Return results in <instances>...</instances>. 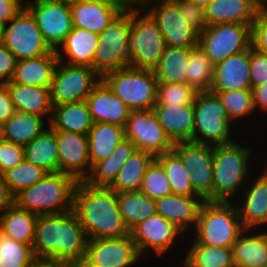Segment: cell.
I'll list each match as a JSON object with an SVG mask.
<instances>
[{
  "mask_svg": "<svg viewBox=\"0 0 267 267\" xmlns=\"http://www.w3.org/2000/svg\"><path fill=\"white\" fill-rule=\"evenodd\" d=\"M250 48L214 65L210 91L251 90Z\"/></svg>",
  "mask_w": 267,
  "mask_h": 267,
  "instance_id": "obj_22",
  "label": "cell"
},
{
  "mask_svg": "<svg viewBox=\"0 0 267 267\" xmlns=\"http://www.w3.org/2000/svg\"><path fill=\"white\" fill-rule=\"evenodd\" d=\"M44 117L16 111L5 123V140L20 146H26L37 135L42 133L45 125Z\"/></svg>",
  "mask_w": 267,
  "mask_h": 267,
  "instance_id": "obj_39",
  "label": "cell"
},
{
  "mask_svg": "<svg viewBox=\"0 0 267 267\" xmlns=\"http://www.w3.org/2000/svg\"><path fill=\"white\" fill-rule=\"evenodd\" d=\"M140 191L154 200L173 194L164 168L156 158L146 170Z\"/></svg>",
  "mask_w": 267,
  "mask_h": 267,
  "instance_id": "obj_47",
  "label": "cell"
},
{
  "mask_svg": "<svg viewBox=\"0 0 267 267\" xmlns=\"http://www.w3.org/2000/svg\"><path fill=\"white\" fill-rule=\"evenodd\" d=\"M130 0H79L70 4L73 27L100 34Z\"/></svg>",
  "mask_w": 267,
  "mask_h": 267,
  "instance_id": "obj_20",
  "label": "cell"
},
{
  "mask_svg": "<svg viewBox=\"0 0 267 267\" xmlns=\"http://www.w3.org/2000/svg\"><path fill=\"white\" fill-rule=\"evenodd\" d=\"M155 158L149 152L136 149L124 163L109 188L116 193L140 191L146 170Z\"/></svg>",
  "mask_w": 267,
  "mask_h": 267,
  "instance_id": "obj_36",
  "label": "cell"
},
{
  "mask_svg": "<svg viewBox=\"0 0 267 267\" xmlns=\"http://www.w3.org/2000/svg\"><path fill=\"white\" fill-rule=\"evenodd\" d=\"M172 150L189 172L194 191L204 201H212L213 146L187 141L174 143Z\"/></svg>",
  "mask_w": 267,
  "mask_h": 267,
  "instance_id": "obj_15",
  "label": "cell"
},
{
  "mask_svg": "<svg viewBox=\"0 0 267 267\" xmlns=\"http://www.w3.org/2000/svg\"><path fill=\"white\" fill-rule=\"evenodd\" d=\"M177 6L185 21L199 34L208 27L205 8L188 0H177Z\"/></svg>",
  "mask_w": 267,
  "mask_h": 267,
  "instance_id": "obj_48",
  "label": "cell"
},
{
  "mask_svg": "<svg viewBox=\"0 0 267 267\" xmlns=\"http://www.w3.org/2000/svg\"><path fill=\"white\" fill-rule=\"evenodd\" d=\"M261 9L259 0H213L205 7L208 26L237 23L252 24Z\"/></svg>",
  "mask_w": 267,
  "mask_h": 267,
  "instance_id": "obj_25",
  "label": "cell"
},
{
  "mask_svg": "<svg viewBox=\"0 0 267 267\" xmlns=\"http://www.w3.org/2000/svg\"><path fill=\"white\" fill-rule=\"evenodd\" d=\"M8 23L4 26L2 44L17 60L37 58L52 51L25 7Z\"/></svg>",
  "mask_w": 267,
  "mask_h": 267,
  "instance_id": "obj_13",
  "label": "cell"
},
{
  "mask_svg": "<svg viewBox=\"0 0 267 267\" xmlns=\"http://www.w3.org/2000/svg\"><path fill=\"white\" fill-rule=\"evenodd\" d=\"M47 172L35 164L23 159L17 166L3 174L9 191L13 196L21 190L40 181Z\"/></svg>",
  "mask_w": 267,
  "mask_h": 267,
  "instance_id": "obj_44",
  "label": "cell"
},
{
  "mask_svg": "<svg viewBox=\"0 0 267 267\" xmlns=\"http://www.w3.org/2000/svg\"><path fill=\"white\" fill-rule=\"evenodd\" d=\"M29 267H77L46 258H36Z\"/></svg>",
  "mask_w": 267,
  "mask_h": 267,
  "instance_id": "obj_57",
  "label": "cell"
},
{
  "mask_svg": "<svg viewBox=\"0 0 267 267\" xmlns=\"http://www.w3.org/2000/svg\"><path fill=\"white\" fill-rule=\"evenodd\" d=\"M78 181L71 175L47 173L40 181L14 196V204L38 215L62 214L73 210Z\"/></svg>",
  "mask_w": 267,
  "mask_h": 267,
  "instance_id": "obj_4",
  "label": "cell"
},
{
  "mask_svg": "<svg viewBox=\"0 0 267 267\" xmlns=\"http://www.w3.org/2000/svg\"><path fill=\"white\" fill-rule=\"evenodd\" d=\"M156 22L166 46L190 49L198 45L199 33L182 17L177 0H137Z\"/></svg>",
  "mask_w": 267,
  "mask_h": 267,
  "instance_id": "obj_10",
  "label": "cell"
},
{
  "mask_svg": "<svg viewBox=\"0 0 267 267\" xmlns=\"http://www.w3.org/2000/svg\"><path fill=\"white\" fill-rule=\"evenodd\" d=\"M17 61V58L9 49L0 44V83L10 82L14 75Z\"/></svg>",
  "mask_w": 267,
  "mask_h": 267,
  "instance_id": "obj_52",
  "label": "cell"
},
{
  "mask_svg": "<svg viewBox=\"0 0 267 267\" xmlns=\"http://www.w3.org/2000/svg\"><path fill=\"white\" fill-rule=\"evenodd\" d=\"M117 199L119 212L129 230L156 214L155 200L141 191L120 192Z\"/></svg>",
  "mask_w": 267,
  "mask_h": 267,
  "instance_id": "obj_40",
  "label": "cell"
},
{
  "mask_svg": "<svg viewBox=\"0 0 267 267\" xmlns=\"http://www.w3.org/2000/svg\"><path fill=\"white\" fill-rule=\"evenodd\" d=\"M101 80L131 111L153 109L158 81L153 70L131 66L105 73Z\"/></svg>",
  "mask_w": 267,
  "mask_h": 267,
  "instance_id": "obj_6",
  "label": "cell"
},
{
  "mask_svg": "<svg viewBox=\"0 0 267 267\" xmlns=\"http://www.w3.org/2000/svg\"><path fill=\"white\" fill-rule=\"evenodd\" d=\"M246 147L237 140L213 146L212 201L231 202L249 177L252 180L249 169L252 150Z\"/></svg>",
  "mask_w": 267,
  "mask_h": 267,
  "instance_id": "obj_3",
  "label": "cell"
},
{
  "mask_svg": "<svg viewBox=\"0 0 267 267\" xmlns=\"http://www.w3.org/2000/svg\"><path fill=\"white\" fill-rule=\"evenodd\" d=\"M190 2L195 3L198 6H201L203 8H205L210 2H212L213 0H188Z\"/></svg>",
  "mask_w": 267,
  "mask_h": 267,
  "instance_id": "obj_58",
  "label": "cell"
},
{
  "mask_svg": "<svg viewBox=\"0 0 267 267\" xmlns=\"http://www.w3.org/2000/svg\"><path fill=\"white\" fill-rule=\"evenodd\" d=\"M159 124L173 143L193 142L194 106H154Z\"/></svg>",
  "mask_w": 267,
  "mask_h": 267,
  "instance_id": "obj_27",
  "label": "cell"
},
{
  "mask_svg": "<svg viewBox=\"0 0 267 267\" xmlns=\"http://www.w3.org/2000/svg\"><path fill=\"white\" fill-rule=\"evenodd\" d=\"M24 159V147L3 140L0 142V174L17 166Z\"/></svg>",
  "mask_w": 267,
  "mask_h": 267,
  "instance_id": "obj_50",
  "label": "cell"
},
{
  "mask_svg": "<svg viewBox=\"0 0 267 267\" xmlns=\"http://www.w3.org/2000/svg\"><path fill=\"white\" fill-rule=\"evenodd\" d=\"M216 93L221 99L226 109L229 119L234 121L248 118L252 114L256 115L253 105L252 90H236V91H211Z\"/></svg>",
  "mask_w": 267,
  "mask_h": 267,
  "instance_id": "obj_45",
  "label": "cell"
},
{
  "mask_svg": "<svg viewBox=\"0 0 267 267\" xmlns=\"http://www.w3.org/2000/svg\"><path fill=\"white\" fill-rule=\"evenodd\" d=\"M131 33V3L99 34L94 70L105 73L129 66L128 39Z\"/></svg>",
  "mask_w": 267,
  "mask_h": 267,
  "instance_id": "obj_9",
  "label": "cell"
},
{
  "mask_svg": "<svg viewBox=\"0 0 267 267\" xmlns=\"http://www.w3.org/2000/svg\"><path fill=\"white\" fill-rule=\"evenodd\" d=\"M38 214L13 204L0 215V232L21 243L33 245Z\"/></svg>",
  "mask_w": 267,
  "mask_h": 267,
  "instance_id": "obj_34",
  "label": "cell"
},
{
  "mask_svg": "<svg viewBox=\"0 0 267 267\" xmlns=\"http://www.w3.org/2000/svg\"><path fill=\"white\" fill-rule=\"evenodd\" d=\"M58 146V172L84 181L91 170L87 135L54 130Z\"/></svg>",
  "mask_w": 267,
  "mask_h": 267,
  "instance_id": "obj_19",
  "label": "cell"
},
{
  "mask_svg": "<svg viewBox=\"0 0 267 267\" xmlns=\"http://www.w3.org/2000/svg\"><path fill=\"white\" fill-rule=\"evenodd\" d=\"M186 83L197 92L210 91L214 76V64L197 45L190 48Z\"/></svg>",
  "mask_w": 267,
  "mask_h": 267,
  "instance_id": "obj_42",
  "label": "cell"
},
{
  "mask_svg": "<svg viewBox=\"0 0 267 267\" xmlns=\"http://www.w3.org/2000/svg\"><path fill=\"white\" fill-rule=\"evenodd\" d=\"M43 39L52 50L59 49L73 28L70 4L52 0H25Z\"/></svg>",
  "mask_w": 267,
  "mask_h": 267,
  "instance_id": "obj_14",
  "label": "cell"
},
{
  "mask_svg": "<svg viewBox=\"0 0 267 267\" xmlns=\"http://www.w3.org/2000/svg\"><path fill=\"white\" fill-rule=\"evenodd\" d=\"M124 132L125 138L132 141L136 149L149 152L155 157L171 151L174 146L153 109L131 111Z\"/></svg>",
  "mask_w": 267,
  "mask_h": 267,
  "instance_id": "obj_18",
  "label": "cell"
},
{
  "mask_svg": "<svg viewBox=\"0 0 267 267\" xmlns=\"http://www.w3.org/2000/svg\"><path fill=\"white\" fill-rule=\"evenodd\" d=\"M261 10L267 15V0L261 1Z\"/></svg>",
  "mask_w": 267,
  "mask_h": 267,
  "instance_id": "obj_60",
  "label": "cell"
},
{
  "mask_svg": "<svg viewBox=\"0 0 267 267\" xmlns=\"http://www.w3.org/2000/svg\"><path fill=\"white\" fill-rule=\"evenodd\" d=\"M251 46L267 54V15L260 9L251 27Z\"/></svg>",
  "mask_w": 267,
  "mask_h": 267,
  "instance_id": "obj_51",
  "label": "cell"
},
{
  "mask_svg": "<svg viewBox=\"0 0 267 267\" xmlns=\"http://www.w3.org/2000/svg\"><path fill=\"white\" fill-rule=\"evenodd\" d=\"M172 188V193L180 196H199L190 182V174L184 167L180 157L173 151L157 155Z\"/></svg>",
  "mask_w": 267,
  "mask_h": 267,
  "instance_id": "obj_41",
  "label": "cell"
},
{
  "mask_svg": "<svg viewBox=\"0 0 267 267\" xmlns=\"http://www.w3.org/2000/svg\"><path fill=\"white\" fill-rule=\"evenodd\" d=\"M101 81L91 67L58 61L50 85L52 106L84 101Z\"/></svg>",
  "mask_w": 267,
  "mask_h": 267,
  "instance_id": "obj_11",
  "label": "cell"
},
{
  "mask_svg": "<svg viewBox=\"0 0 267 267\" xmlns=\"http://www.w3.org/2000/svg\"><path fill=\"white\" fill-rule=\"evenodd\" d=\"M190 49L166 46L154 74L158 83H186Z\"/></svg>",
  "mask_w": 267,
  "mask_h": 267,
  "instance_id": "obj_38",
  "label": "cell"
},
{
  "mask_svg": "<svg viewBox=\"0 0 267 267\" xmlns=\"http://www.w3.org/2000/svg\"><path fill=\"white\" fill-rule=\"evenodd\" d=\"M87 241L74 210L38 215L32 245L36 258L52 259L78 267L84 260Z\"/></svg>",
  "mask_w": 267,
  "mask_h": 267,
  "instance_id": "obj_1",
  "label": "cell"
},
{
  "mask_svg": "<svg viewBox=\"0 0 267 267\" xmlns=\"http://www.w3.org/2000/svg\"><path fill=\"white\" fill-rule=\"evenodd\" d=\"M135 150L136 146L132 141L123 139L107 159L91 166L84 182L95 187H109Z\"/></svg>",
  "mask_w": 267,
  "mask_h": 267,
  "instance_id": "obj_31",
  "label": "cell"
},
{
  "mask_svg": "<svg viewBox=\"0 0 267 267\" xmlns=\"http://www.w3.org/2000/svg\"><path fill=\"white\" fill-rule=\"evenodd\" d=\"M197 91L187 83H158L155 106H183L194 103Z\"/></svg>",
  "mask_w": 267,
  "mask_h": 267,
  "instance_id": "obj_46",
  "label": "cell"
},
{
  "mask_svg": "<svg viewBox=\"0 0 267 267\" xmlns=\"http://www.w3.org/2000/svg\"><path fill=\"white\" fill-rule=\"evenodd\" d=\"M141 256L131 236L88 239L83 262L78 267H134Z\"/></svg>",
  "mask_w": 267,
  "mask_h": 267,
  "instance_id": "obj_16",
  "label": "cell"
},
{
  "mask_svg": "<svg viewBox=\"0 0 267 267\" xmlns=\"http://www.w3.org/2000/svg\"><path fill=\"white\" fill-rule=\"evenodd\" d=\"M94 124L86 100L53 106L48 126L53 130L87 135Z\"/></svg>",
  "mask_w": 267,
  "mask_h": 267,
  "instance_id": "obj_32",
  "label": "cell"
},
{
  "mask_svg": "<svg viewBox=\"0 0 267 267\" xmlns=\"http://www.w3.org/2000/svg\"><path fill=\"white\" fill-rule=\"evenodd\" d=\"M3 33H4V25L0 24V44H2Z\"/></svg>",
  "mask_w": 267,
  "mask_h": 267,
  "instance_id": "obj_61",
  "label": "cell"
},
{
  "mask_svg": "<svg viewBox=\"0 0 267 267\" xmlns=\"http://www.w3.org/2000/svg\"><path fill=\"white\" fill-rule=\"evenodd\" d=\"M13 204L14 196L9 191L3 175L0 174V215Z\"/></svg>",
  "mask_w": 267,
  "mask_h": 267,
  "instance_id": "obj_56",
  "label": "cell"
},
{
  "mask_svg": "<svg viewBox=\"0 0 267 267\" xmlns=\"http://www.w3.org/2000/svg\"><path fill=\"white\" fill-rule=\"evenodd\" d=\"M58 61L56 50L37 58L18 60L14 75L7 83L50 87Z\"/></svg>",
  "mask_w": 267,
  "mask_h": 267,
  "instance_id": "obj_28",
  "label": "cell"
},
{
  "mask_svg": "<svg viewBox=\"0 0 267 267\" xmlns=\"http://www.w3.org/2000/svg\"><path fill=\"white\" fill-rule=\"evenodd\" d=\"M73 210L88 239L130 235L118 209L117 193L109 187H95L78 181L74 189Z\"/></svg>",
  "mask_w": 267,
  "mask_h": 267,
  "instance_id": "obj_2",
  "label": "cell"
},
{
  "mask_svg": "<svg viewBox=\"0 0 267 267\" xmlns=\"http://www.w3.org/2000/svg\"><path fill=\"white\" fill-rule=\"evenodd\" d=\"M23 7L20 0H0V24L5 26Z\"/></svg>",
  "mask_w": 267,
  "mask_h": 267,
  "instance_id": "obj_53",
  "label": "cell"
},
{
  "mask_svg": "<svg viewBox=\"0 0 267 267\" xmlns=\"http://www.w3.org/2000/svg\"><path fill=\"white\" fill-rule=\"evenodd\" d=\"M86 102L94 123L115 124L125 127L131 110L102 80L92 89Z\"/></svg>",
  "mask_w": 267,
  "mask_h": 267,
  "instance_id": "obj_23",
  "label": "cell"
},
{
  "mask_svg": "<svg viewBox=\"0 0 267 267\" xmlns=\"http://www.w3.org/2000/svg\"><path fill=\"white\" fill-rule=\"evenodd\" d=\"M251 42L250 25L229 23L208 26L199 34L198 46L216 65L229 56L248 50Z\"/></svg>",
  "mask_w": 267,
  "mask_h": 267,
  "instance_id": "obj_12",
  "label": "cell"
},
{
  "mask_svg": "<svg viewBox=\"0 0 267 267\" xmlns=\"http://www.w3.org/2000/svg\"><path fill=\"white\" fill-rule=\"evenodd\" d=\"M48 127L24 146V159L47 173H56L58 172V146L54 130Z\"/></svg>",
  "mask_w": 267,
  "mask_h": 267,
  "instance_id": "obj_35",
  "label": "cell"
},
{
  "mask_svg": "<svg viewBox=\"0 0 267 267\" xmlns=\"http://www.w3.org/2000/svg\"><path fill=\"white\" fill-rule=\"evenodd\" d=\"M184 234L174 223L157 213L130 230V236L143 260L151 251L157 256L163 257L162 255L170 251V247H174L173 244L176 245L177 239L180 240L177 237L182 238Z\"/></svg>",
  "mask_w": 267,
  "mask_h": 267,
  "instance_id": "obj_17",
  "label": "cell"
},
{
  "mask_svg": "<svg viewBox=\"0 0 267 267\" xmlns=\"http://www.w3.org/2000/svg\"><path fill=\"white\" fill-rule=\"evenodd\" d=\"M191 239L181 262L183 267H235L233 248L204 245Z\"/></svg>",
  "mask_w": 267,
  "mask_h": 267,
  "instance_id": "obj_37",
  "label": "cell"
},
{
  "mask_svg": "<svg viewBox=\"0 0 267 267\" xmlns=\"http://www.w3.org/2000/svg\"><path fill=\"white\" fill-rule=\"evenodd\" d=\"M141 13L143 14L140 15ZM165 47L164 37L156 22L137 2H131V33L128 39L129 66L154 70Z\"/></svg>",
  "mask_w": 267,
  "mask_h": 267,
  "instance_id": "obj_7",
  "label": "cell"
},
{
  "mask_svg": "<svg viewBox=\"0 0 267 267\" xmlns=\"http://www.w3.org/2000/svg\"><path fill=\"white\" fill-rule=\"evenodd\" d=\"M232 202L204 201L200 207L194 239L201 244L233 248L245 230Z\"/></svg>",
  "mask_w": 267,
  "mask_h": 267,
  "instance_id": "obj_5",
  "label": "cell"
},
{
  "mask_svg": "<svg viewBox=\"0 0 267 267\" xmlns=\"http://www.w3.org/2000/svg\"><path fill=\"white\" fill-rule=\"evenodd\" d=\"M15 111L47 116L49 124L52 115L50 87L25 86L15 83H6Z\"/></svg>",
  "mask_w": 267,
  "mask_h": 267,
  "instance_id": "obj_30",
  "label": "cell"
},
{
  "mask_svg": "<svg viewBox=\"0 0 267 267\" xmlns=\"http://www.w3.org/2000/svg\"><path fill=\"white\" fill-rule=\"evenodd\" d=\"M99 44V34L73 27L65 41L56 50L58 60L70 65L94 69V54ZM64 53L68 59H65Z\"/></svg>",
  "mask_w": 267,
  "mask_h": 267,
  "instance_id": "obj_26",
  "label": "cell"
},
{
  "mask_svg": "<svg viewBox=\"0 0 267 267\" xmlns=\"http://www.w3.org/2000/svg\"><path fill=\"white\" fill-rule=\"evenodd\" d=\"M88 148L91 166L107 159L116 146L125 139L124 127L115 124L95 122L89 133Z\"/></svg>",
  "mask_w": 267,
  "mask_h": 267,
  "instance_id": "obj_33",
  "label": "cell"
},
{
  "mask_svg": "<svg viewBox=\"0 0 267 267\" xmlns=\"http://www.w3.org/2000/svg\"><path fill=\"white\" fill-rule=\"evenodd\" d=\"M252 96L255 110L265 114L267 112V83L253 88Z\"/></svg>",
  "mask_w": 267,
  "mask_h": 267,
  "instance_id": "obj_55",
  "label": "cell"
},
{
  "mask_svg": "<svg viewBox=\"0 0 267 267\" xmlns=\"http://www.w3.org/2000/svg\"><path fill=\"white\" fill-rule=\"evenodd\" d=\"M35 259L32 246L0 232V267H29Z\"/></svg>",
  "mask_w": 267,
  "mask_h": 267,
  "instance_id": "obj_43",
  "label": "cell"
},
{
  "mask_svg": "<svg viewBox=\"0 0 267 267\" xmlns=\"http://www.w3.org/2000/svg\"><path fill=\"white\" fill-rule=\"evenodd\" d=\"M247 182L241 190L243 199L237 206L240 221L245 229H258L259 226L267 227V170ZM251 183L249 185L248 183ZM248 188V189H247ZM244 191V193L242 192ZM240 206V207H238Z\"/></svg>",
  "mask_w": 267,
  "mask_h": 267,
  "instance_id": "obj_21",
  "label": "cell"
},
{
  "mask_svg": "<svg viewBox=\"0 0 267 267\" xmlns=\"http://www.w3.org/2000/svg\"><path fill=\"white\" fill-rule=\"evenodd\" d=\"M5 140L4 123L0 122V142Z\"/></svg>",
  "mask_w": 267,
  "mask_h": 267,
  "instance_id": "obj_59",
  "label": "cell"
},
{
  "mask_svg": "<svg viewBox=\"0 0 267 267\" xmlns=\"http://www.w3.org/2000/svg\"><path fill=\"white\" fill-rule=\"evenodd\" d=\"M52 1H57V2H61V3H68V4H72V3L76 2V0H52Z\"/></svg>",
  "mask_w": 267,
  "mask_h": 267,
  "instance_id": "obj_62",
  "label": "cell"
},
{
  "mask_svg": "<svg viewBox=\"0 0 267 267\" xmlns=\"http://www.w3.org/2000/svg\"><path fill=\"white\" fill-rule=\"evenodd\" d=\"M15 112L7 84L0 83V122L5 123Z\"/></svg>",
  "mask_w": 267,
  "mask_h": 267,
  "instance_id": "obj_54",
  "label": "cell"
},
{
  "mask_svg": "<svg viewBox=\"0 0 267 267\" xmlns=\"http://www.w3.org/2000/svg\"><path fill=\"white\" fill-rule=\"evenodd\" d=\"M155 202L157 214L174 223L184 233H188L196 227L199 210L204 200L200 196L171 194L159 198Z\"/></svg>",
  "mask_w": 267,
  "mask_h": 267,
  "instance_id": "obj_24",
  "label": "cell"
},
{
  "mask_svg": "<svg viewBox=\"0 0 267 267\" xmlns=\"http://www.w3.org/2000/svg\"><path fill=\"white\" fill-rule=\"evenodd\" d=\"M193 106V142L214 146L235 141L231 136L233 135L231 133L233 122L229 119L226 109L216 93L198 92Z\"/></svg>",
  "mask_w": 267,
  "mask_h": 267,
  "instance_id": "obj_8",
  "label": "cell"
},
{
  "mask_svg": "<svg viewBox=\"0 0 267 267\" xmlns=\"http://www.w3.org/2000/svg\"><path fill=\"white\" fill-rule=\"evenodd\" d=\"M250 83L251 90L267 83V54L250 47Z\"/></svg>",
  "mask_w": 267,
  "mask_h": 267,
  "instance_id": "obj_49",
  "label": "cell"
},
{
  "mask_svg": "<svg viewBox=\"0 0 267 267\" xmlns=\"http://www.w3.org/2000/svg\"><path fill=\"white\" fill-rule=\"evenodd\" d=\"M262 229H245L236 240L233 246L235 267H267V231L264 226Z\"/></svg>",
  "mask_w": 267,
  "mask_h": 267,
  "instance_id": "obj_29",
  "label": "cell"
}]
</instances>
